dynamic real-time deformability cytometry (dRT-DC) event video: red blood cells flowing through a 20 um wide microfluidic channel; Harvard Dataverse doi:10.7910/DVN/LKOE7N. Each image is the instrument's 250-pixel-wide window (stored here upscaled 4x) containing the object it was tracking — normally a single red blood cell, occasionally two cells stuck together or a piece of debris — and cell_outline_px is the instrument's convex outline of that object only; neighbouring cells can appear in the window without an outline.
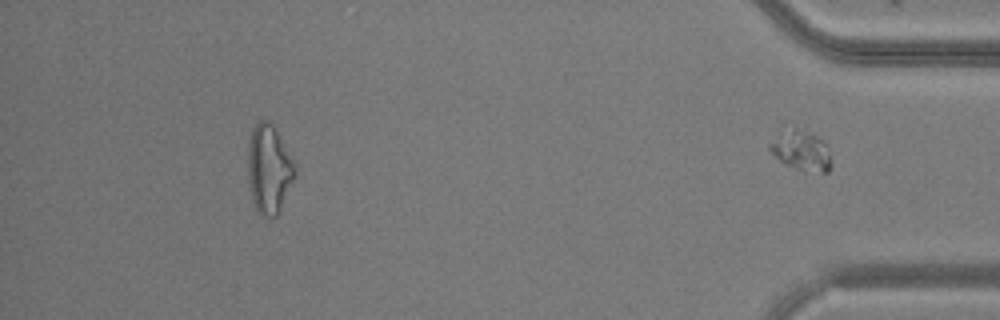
{"species": "common noctule bat (a hibernating species)", "species_latin": "Nyctalus noctula", "temperature_condition": "warm", "stored_images_in_passage": 44, "segment_of_instrument_passage": [2, 2], "camera_frame_rate_fps": 3000, "um_per_image_px": 0.085, "animal": {"sex": "male", "body_mass_g": 20.5, "forearm_length_mm": 52.5}, "frame": {"image": 1, "passage_image": 44, "time_ms": 14.333, "image_size_px": [1000, 320], "cell_outline_px": [[832, 164], [828, 172], [820, 172], [796, 168], [784, 164], [768, 148], [768, 144], [796, 128], [816, 136], [824, 140]], "centroid_in_image_um": [68.17, 12.86], "position_along_channel_um": 367.0, "area_um2": 13.35}}